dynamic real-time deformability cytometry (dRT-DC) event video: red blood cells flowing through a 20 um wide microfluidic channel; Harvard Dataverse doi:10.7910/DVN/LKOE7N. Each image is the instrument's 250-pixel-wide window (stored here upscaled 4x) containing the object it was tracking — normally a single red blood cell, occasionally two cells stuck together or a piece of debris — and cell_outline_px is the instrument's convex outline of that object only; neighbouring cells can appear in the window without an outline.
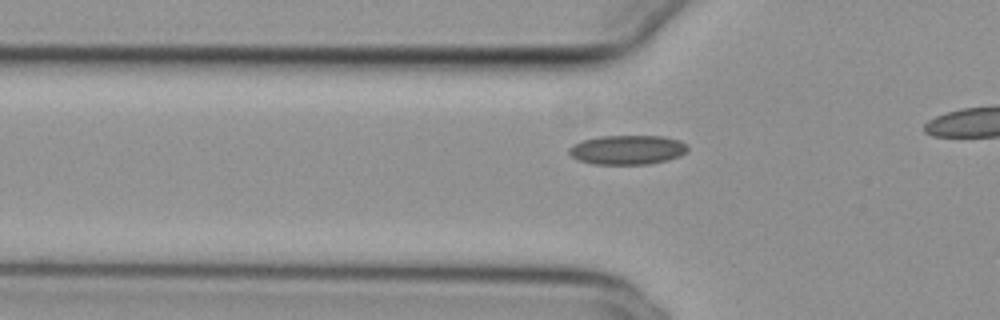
{"species": "common noctule bat (a hibernating species)", "species_latin": "Nyctalus noctula", "temperature_condition": "cold", "stored_images_in_passage": 29, "camera_frame_rate_fps": 3000, "um_per_image_px": 0.085, "animal": {"sex": "female", "body_mass_g": 29.2, "forearm_length_mm": 56.3}, "frame": {"image": 1, "passage_image": 13, "time_ms": 4.0, "image_size_px": [1000, 320], "cell_outline_px": [[688, 152], [680, 156], [668, 160], [648, 164], [592, 164], [580, 160], [572, 156], [568, 152], [568, 148], [572, 144], [580, 140], [600, 136], [664, 136], [680, 140], [688, 144]], "centroid_in_image_um": [53.35, 12.72], "position_along_channel_um": 72.4, "area_um2": 20.58}}
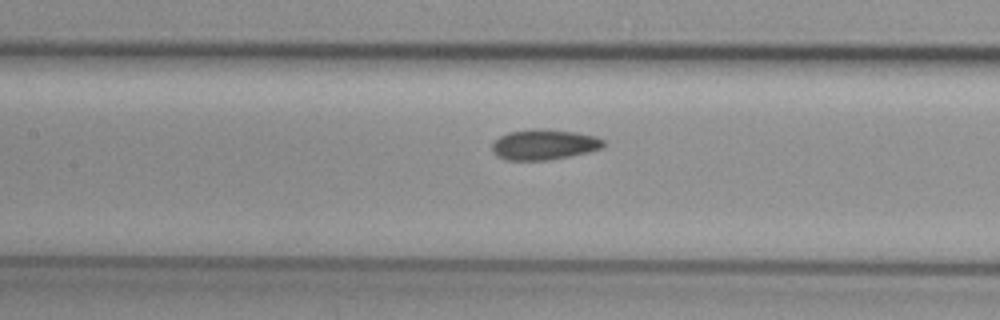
{"frame": {"image": 2, "passage_image": 20, "time_ms": 6.333, "image_size_px": [1000, 320], "cell_outline_px": [[604, 144], [600, 148], [588, 152], [548, 160], [508, 160], [496, 156], [492, 152], [492, 144], [500, 136], [508, 132], [532, 128], [544, 128], [576, 132], [596, 136], [604, 140]], "centroid_in_image_um": [46.22, 12.27], "position_along_channel_um": 161.2, "area_um2": 19.83}}
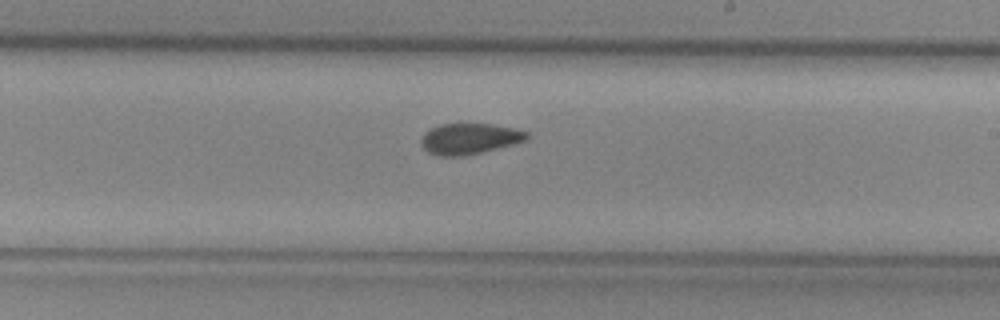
{"frame": {"image": 3, "passage_image": 27, "time_ms": 8.667, "image_size_px": [1000, 320], "cell_outline_px": [[528, 140], [464, 156], [440, 156], [428, 152], [424, 148], [420, 140], [424, 132], [440, 124], [492, 124], [512, 128], [528, 132]], "centroid_in_image_um": [39.88, 11.79], "position_along_channel_um": 249.1, "area_um2": 18.79}}